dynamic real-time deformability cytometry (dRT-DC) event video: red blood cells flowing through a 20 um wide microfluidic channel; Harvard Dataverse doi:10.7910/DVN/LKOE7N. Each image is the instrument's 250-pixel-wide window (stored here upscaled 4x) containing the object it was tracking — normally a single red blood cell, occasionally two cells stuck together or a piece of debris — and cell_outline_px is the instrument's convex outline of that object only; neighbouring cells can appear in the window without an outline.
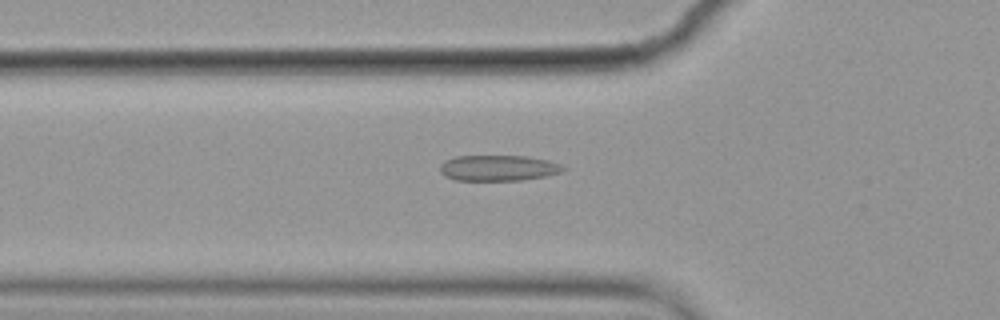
{"species": "common noctule bat (a hibernating species)", "species_latin": "Nyctalus noctula", "temperature_condition": "cold", "stored_images_in_passage": 48, "camera_frame_rate_fps": 3000, "um_per_image_px": 0.085, "animal": {"sex": "female", "body_mass_g": 19.9}, "frame": {"image": 1, "passage_image": 11, "time_ms": 3.333, "image_size_px": [1000, 320], "cell_outline_px": [[568, 168], [560, 172], [544, 176], [520, 180], [456, 180], [444, 176], [440, 172], [440, 164], [444, 160], [456, 156], [528, 156], [548, 160], [560, 164]], "centroid_in_image_um": [42.33, 14.27], "position_along_channel_um": 83.5, "area_um2": 18.5}}
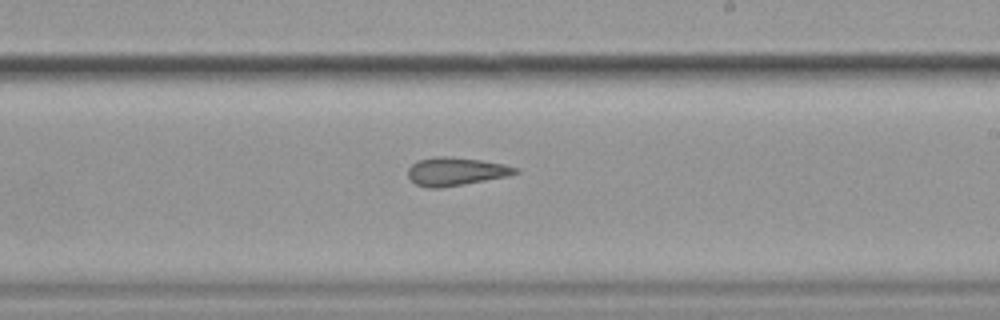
{"frame": {"image": 2, "passage_image": 25, "time_ms": 8.0, "image_size_px": [1000, 320], "cell_outline_px": [[520, 172], [508, 176], [464, 184], [440, 188], [428, 188], [416, 184], [408, 176], [408, 168], [416, 160], [432, 156], [448, 156], [480, 160], [504, 164], [520, 168]], "centroid_in_image_um": [38.74, 14.56], "position_along_channel_um": 250.3, "area_um2": 17.8}}
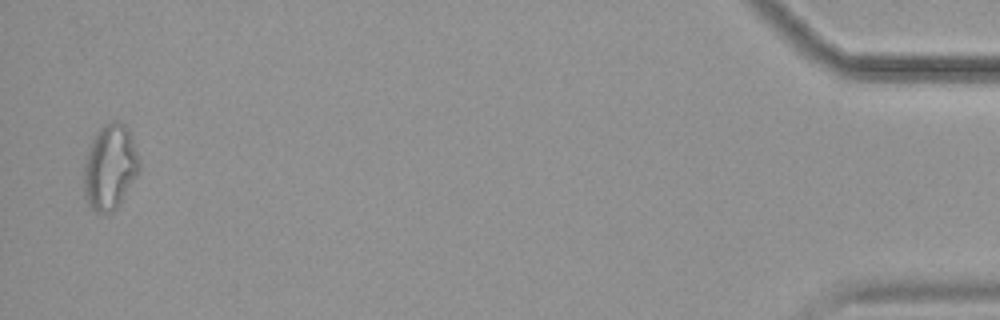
{"frame": {"image": 3, "passage_image": 47, "time_ms": 15.333, "image_size_px": [1000, 320], "cell_outline_px": [[140, 168], [136, 176], [120, 204], [112, 212], [96, 212], [88, 204], [84, 196], [84, 164], [92, 140], [96, 132], [104, 124], [112, 120], [120, 120], [128, 128], [132, 136], [140, 164]], "centroid_in_image_um": [9.35, 14.18], "position_along_channel_um": 425.8, "area_um2": 27.51}, "authors_computed_cell_mechanics": {"area_um2": 18.5827, "velocity_mm_per_s": 3.5741, "shape_relaxation_time_tau1_ms": 8.9761, "shape_relaxation_time_tau2_ms": 3.3945, "deformation_change_tau1": 0.1555, "deformation_change_tau2": 0.1248}}